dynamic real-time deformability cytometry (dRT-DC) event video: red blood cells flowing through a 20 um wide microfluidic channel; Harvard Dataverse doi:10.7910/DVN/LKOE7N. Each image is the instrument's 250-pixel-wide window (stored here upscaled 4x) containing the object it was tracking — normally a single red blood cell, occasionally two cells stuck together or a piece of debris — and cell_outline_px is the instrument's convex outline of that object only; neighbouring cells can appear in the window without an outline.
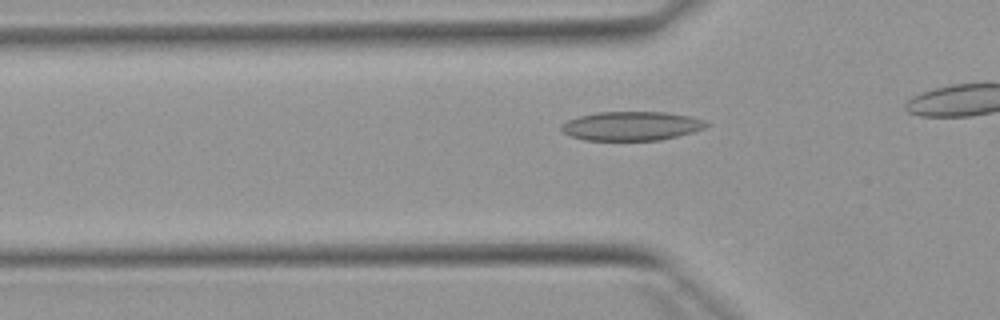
{"species": "Egyptian fruit bat (a non-hibernating species)", "species_latin": "Rousettus aegyptiacus", "temperature_condition": "warm", "stored_images_in_passage": 34, "camera_frame_rate_fps": 3000, "um_per_image_px": 0.085, "animal": {"sex": "female"}, "frame": {"image": 1, "passage_image": 9, "time_ms": 2.667, "image_size_px": [1000, 320], "cell_outline_px": [[712, 124], [704, 128], [692, 132], [660, 140], [584, 140], [572, 136], [564, 132], [560, 128], [560, 124], [568, 120], [580, 116], [596, 112], [664, 112], [688, 116], [704, 120]], "centroid_in_image_um": [53.67, 10.7], "position_along_channel_um": 72.1, "area_um2": 24.39}}
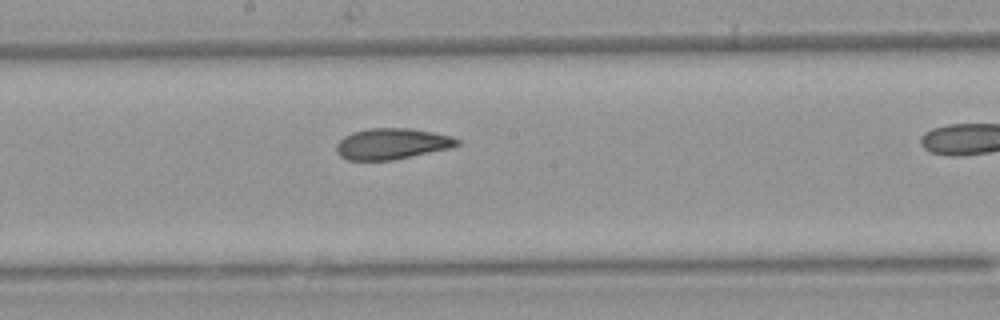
{"frame": {"image": 2, "passage_image": 20, "time_ms": 6.333, "image_size_px": [1000, 320], "cell_outline_px": [[460, 144], [452, 148], [392, 160], [348, 160], [340, 156], [336, 152], [336, 144], [344, 136], [352, 132], [368, 128], [408, 128], [432, 132], [452, 136], [460, 140]], "centroid_in_image_um": [33.31, 12.22], "position_along_channel_um": 214.9, "area_um2": 21.91}}
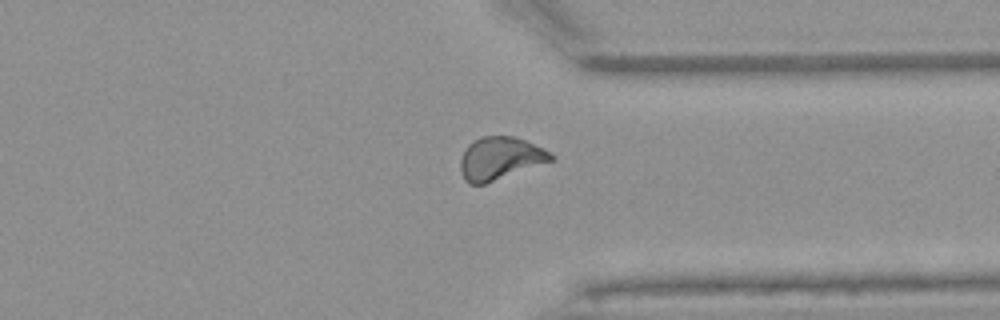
{"frame": {"image": 3, "passage_image": 32, "time_ms": 10.333, "image_size_px": [1000, 320], "cell_outline_px": [[556, 160], [484, 184], [468, 184], [464, 180], [460, 172], [460, 160], [464, 148], [472, 140], [480, 136], [512, 136], [524, 140], [544, 148], [556, 156]], "centroid_in_image_um": [42.5, 13.46], "position_along_channel_um": 368.9, "area_um2": 22.95}}